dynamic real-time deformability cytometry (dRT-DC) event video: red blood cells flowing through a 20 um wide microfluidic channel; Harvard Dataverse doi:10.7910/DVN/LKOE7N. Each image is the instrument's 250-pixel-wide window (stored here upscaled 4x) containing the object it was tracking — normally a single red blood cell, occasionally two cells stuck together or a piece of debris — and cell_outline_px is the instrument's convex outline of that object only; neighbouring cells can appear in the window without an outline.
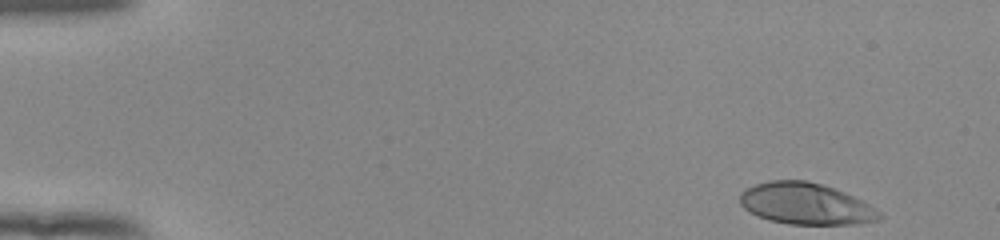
{"species": "human", "species_latin": "Homo sapiens", "temperature_condition": "room temperature", "stored_images_in_passage": 50, "camera_frame_rate_fps": 3000, "um_per_image_px": 0.085, "donor": {"sex": "female"}, "frame": {"image": 1, "passage_image": 1, "time_ms": 0.0, "image_size_px": [1000, 240], "cell_outline_px": [[884, 216], [880, 220], [852, 224], [788, 224], [768, 220], [756, 216], [744, 208], [740, 204], [740, 192], [744, 188], [768, 180], [804, 180], [820, 184], [844, 192], [868, 204], [880, 212]], "centroid_in_image_um": [68.45, 17.32], "position_along_channel_um": 16.6, "area_um2": 33.7}}
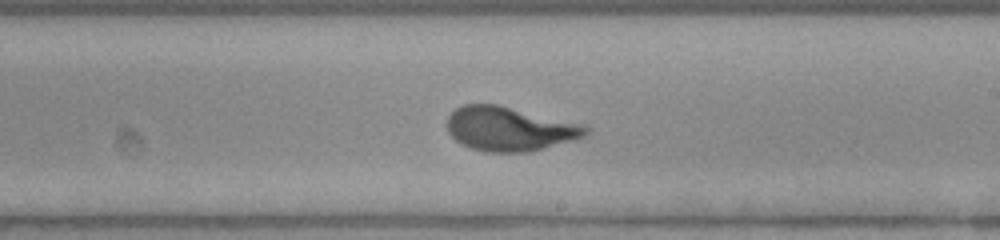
{"frame": {"image": 2, "passage_image": 29, "time_ms": 9.333, "image_size_px": [1000, 240], "cell_outline_px": [[588, 132], [584, 136], [572, 140], [544, 148], [528, 152], [484, 152], [472, 148], [456, 140], [448, 132], [448, 116], [456, 108], [464, 104], [496, 104], [580, 124], [588, 128]], "centroid_in_image_um": [43.27, 10.96], "position_along_channel_um": 245.7, "area_um2": 35.03}}
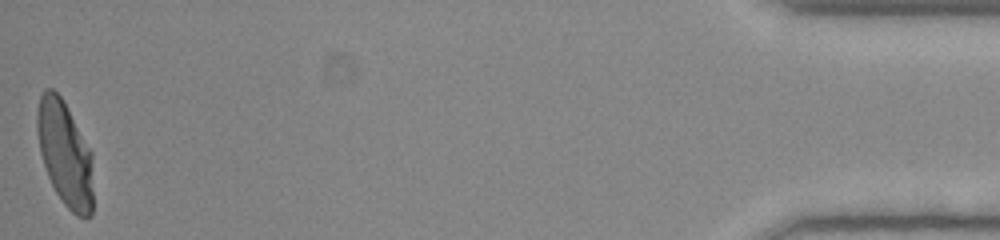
{"frame": {"image": 3, "passage_image": 50, "time_ms": 16.333, "image_size_px": [1000, 240], "cell_outline_px": [[92, 216], [76, 216], [64, 204], [56, 192], [48, 176], [40, 152], [36, 128], [36, 112], [40, 96], [44, 88], [52, 88], [60, 96], [92, 152]], "centroid_in_image_um": [5.5, 13.05], "position_along_channel_um": 429.7, "area_um2": 34.04}, "authors_computed_cell_mechanics": {"area_um2": 34.4199, "velocity_mm_per_s": 3.8723, "shape_relaxation_time_tau1_ms": 3.594, "shape_relaxation_time_tau2_ms": null, "deformation_change_tau1": 0.2268, "deformation_change_tau2": null}}